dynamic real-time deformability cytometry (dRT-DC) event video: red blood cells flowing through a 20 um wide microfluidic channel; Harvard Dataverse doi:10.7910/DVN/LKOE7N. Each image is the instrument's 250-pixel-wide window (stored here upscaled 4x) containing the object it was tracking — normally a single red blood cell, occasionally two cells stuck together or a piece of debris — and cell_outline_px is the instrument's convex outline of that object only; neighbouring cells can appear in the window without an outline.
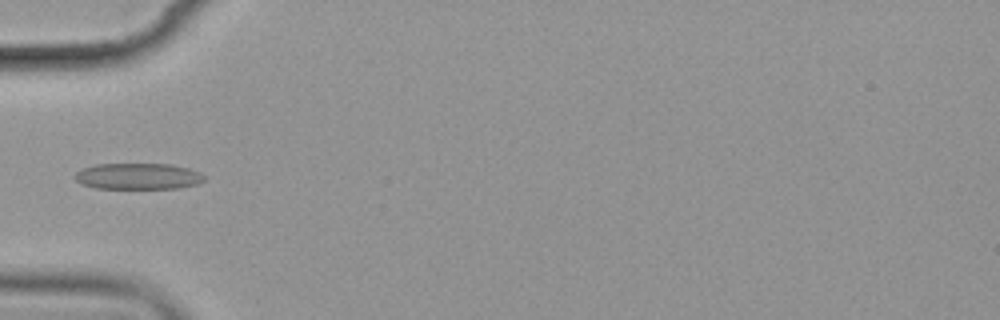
{"species": "common noctule bat (a hibernating species)", "species_latin": "Nyctalus noctula", "temperature_condition": "cold", "stored_images_in_passage": 5, "camera_frame_rate_fps": 3000, "um_per_image_px": 0.085, "animal": {"sex": "female", "body_mass_g": 19.9}, "frame": {"image": 1, "passage_image": 5, "time_ms": 4.333, "image_size_px": [1000, 320], "cell_outline_px": [[204, 180], [196, 184], [176, 188], [96, 188], [84, 184], [76, 180], [76, 172], [84, 168], [96, 164], [172, 164], [188, 168], [200, 172], [204, 176]], "centroid_in_image_um": [11.76, 14.97], "position_along_channel_um": 73.2, "area_um2": 19.48}}